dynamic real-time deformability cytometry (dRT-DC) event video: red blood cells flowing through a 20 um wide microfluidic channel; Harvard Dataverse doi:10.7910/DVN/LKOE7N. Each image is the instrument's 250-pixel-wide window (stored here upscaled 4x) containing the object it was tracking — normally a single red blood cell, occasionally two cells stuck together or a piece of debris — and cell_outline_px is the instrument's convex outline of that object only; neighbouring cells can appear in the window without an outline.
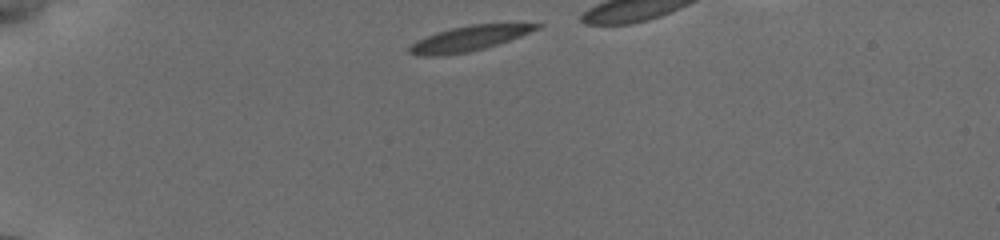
{"species": "common noctule bat (a hibernating species)", "species_latin": "Nyctalus noctula", "temperature_condition": "cold", "stored_images_in_passage": 8, "camera_frame_rate_fps": 3000, "um_per_image_px": 0.085, "animal": {"sex": "female", "body_mass_g": 19.5, "forearm_length_mm": 54.1}, "frame": {"image": 1, "passage_image": 1, "time_ms": 0.0, "image_size_px": [1000, 240], "cell_outline_px": [[544, 24], [540, 28], [520, 36], [484, 48], [468, 52], [440, 56], [416, 56], [408, 52], [408, 48], [416, 40], [436, 32], [452, 28], [472, 24]], "centroid_in_image_um": [39.79, 3.28], "position_along_channel_um": 45.2, "area_um2": 18.38}}
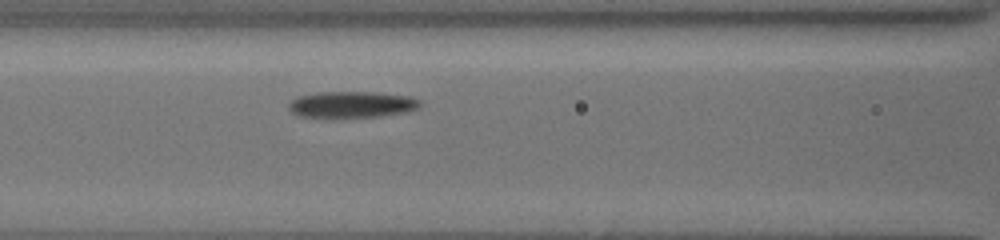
{"frame": {"image": 2, "passage_image": 6, "time_ms": 3.667, "image_size_px": [1000, 240], "cell_outline_px": [[424, 104], [420, 108], [404, 112], [376, 116], [332, 120], [300, 116], [292, 112], [288, 108], [288, 104], [296, 96], [316, 92], [376, 92], [412, 96], [420, 100]], "centroid_in_image_um": [29.88, 8.91], "position_along_channel_um": 136.7, "area_um2": 21.1}}